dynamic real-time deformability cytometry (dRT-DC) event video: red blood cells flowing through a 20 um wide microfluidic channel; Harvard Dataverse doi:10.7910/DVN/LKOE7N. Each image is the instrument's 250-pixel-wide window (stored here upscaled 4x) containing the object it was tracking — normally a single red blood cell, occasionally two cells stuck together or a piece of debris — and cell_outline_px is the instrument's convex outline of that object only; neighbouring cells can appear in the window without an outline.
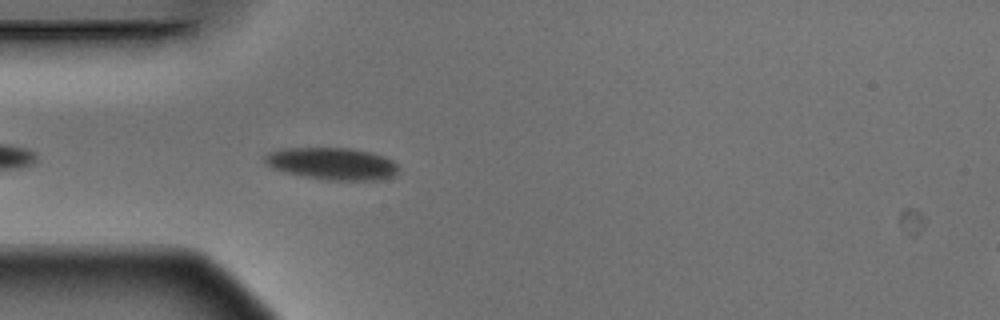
{"species": "Egyptian fruit bat (a non-hibernating species)", "species_latin": "Rousettus aegyptiacus", "temperature_condition": "warm", "stored_images_in_passage": 4, "camera_frame_rate_fps": 3000, "um_per_image_px": 0.085, "animal": {"sex": "male"}, "frame": {"image": 1, "passage_image": 4, "time_ms": 1.0, "image_size_px": [1000, 320], "cell_outline_px": [[400, 168], [392, 176], [376, 180], [328, 180], [304, 176], [284, 172], [272, 168], [264, 164], [264, 156], [268, 152], [284, 148], [352, 148], [384, 156], [392, 160]], "centroid_in_image_um": [28.19, 13.91], "position_along_channel_um": 56.8, "area_um2": 25.03}}